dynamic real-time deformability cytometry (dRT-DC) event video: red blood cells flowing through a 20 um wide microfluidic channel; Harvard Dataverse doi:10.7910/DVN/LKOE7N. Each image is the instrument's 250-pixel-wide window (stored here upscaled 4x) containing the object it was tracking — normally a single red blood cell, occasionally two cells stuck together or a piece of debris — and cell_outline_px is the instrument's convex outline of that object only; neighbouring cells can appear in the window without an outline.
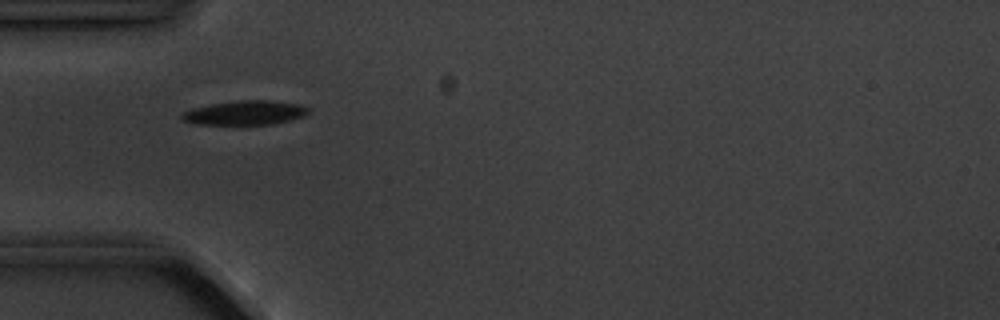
{"species": "common noctule bat (a hibernating species)", "species_latin": "Nyctalus noctula", "temperature_condition": "cold", "stored_images_in_passage": 2, "camera_frame_rate_fps": 3000, "um_per_image_px": 0.085, "animal": {"sex": "male", "body_mass_g": 20.1, "forearm_length_mm": 53.5}, "frame": {"image": 1, "passage_image": 1, "time_ms": 0.0, "image_size_px": [1000, 320], "cell_outline_px": [[312, 112], [304, 116], [272, 124], [192, 124], [184, 120], [180, 116], [184, 112], [192, 108], [212, 104], [236, 100], [268, 100], [300, 104], [312, 108]], "centroid_in_image_um": [20.88, 9.57], "position_along_channel_um": 64.1, "area_um2": 17.92}}